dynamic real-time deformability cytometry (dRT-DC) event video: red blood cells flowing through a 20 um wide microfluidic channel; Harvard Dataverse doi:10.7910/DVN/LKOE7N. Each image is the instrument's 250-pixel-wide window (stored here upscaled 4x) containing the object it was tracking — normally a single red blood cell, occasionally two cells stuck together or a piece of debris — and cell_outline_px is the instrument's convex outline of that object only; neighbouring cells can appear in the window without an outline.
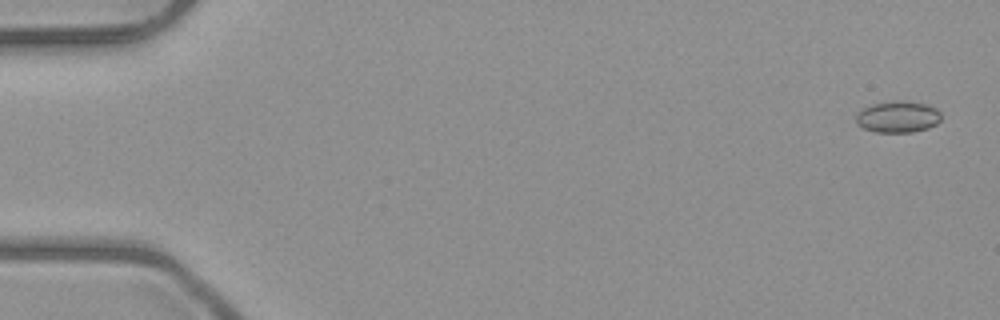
{"species": "common noctule bat (a hibernating species)", "species_latin": "Nyctalus noctula", "temperature_condition": "room temperature", "stored_images_in_passage": 6, "camera_frame_rate_fps": 3000, "um_per_image_px": 0.085, "animal": {"sex": "male", "body_mass_g": 23.1, "forearm_length_mm": 52.7}, "frame": {"image": 1, "passage_image": 1, "time_ms": 0.0, "image_size_px": [1000, 320], "cell_outline_px": [[940, 120], [936, 124], [928, 128], [912, 132], [876, 132], [864, 128], [856, 124], [856, 112], [860, 108], [872, 104], [896, 100], [904, 100], [928, 104], [936, 108], [940, 112]], "centroid_in_image_um": [76.29, 9.91], "position_along_channel_um": 8.7, "area_um2": 15.9}}
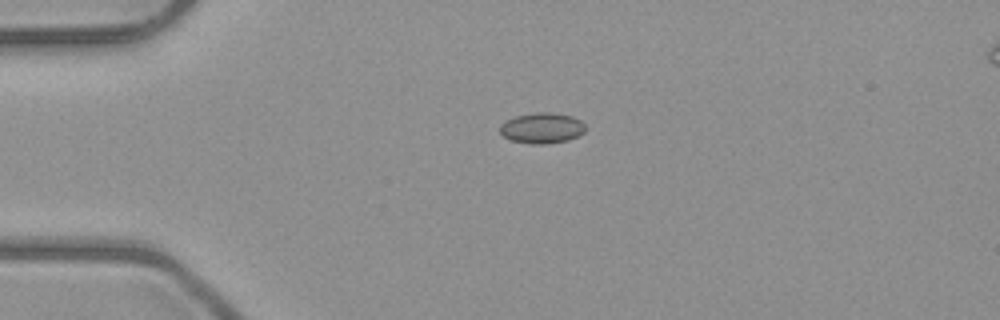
{"frame": {"image": 2, "passage_image": 4, "time_ms": 3.667, "image_size_px": [1000, 320], "cell_outline_px": [[584, 132], [568, 140], [548, 144], [528, 144], [512, 140], [504, 136], [500, 132], [500, 124], [516, 116], [540, 112], [548, 112], [572, 116], [580, 120], [584, 124]], "centroid_in_image_um": [46.06, 10.89], "position_along_channel_um": 38.9, "area_um2": 15.09}}